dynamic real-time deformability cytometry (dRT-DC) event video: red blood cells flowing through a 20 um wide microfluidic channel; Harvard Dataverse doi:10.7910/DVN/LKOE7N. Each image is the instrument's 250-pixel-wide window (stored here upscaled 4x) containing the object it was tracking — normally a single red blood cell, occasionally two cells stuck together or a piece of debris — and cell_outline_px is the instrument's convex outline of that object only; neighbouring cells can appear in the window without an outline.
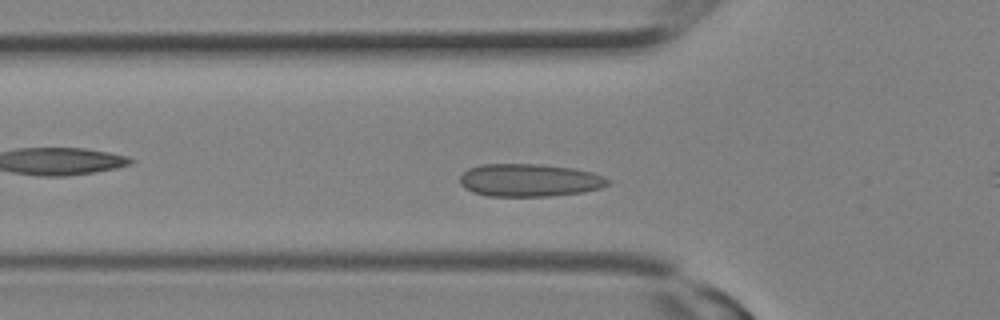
{"species": "Egyptian fruit bat (a non-hibernating species)", "species_latin": "Rousettus aegyptiacus", "temperature_condition": "room temperature", "stored_images_in_passage": 17, "camera_frame_rate_fps": 3000, "um_per_image_px": 0.085, "animal": {"sex": "female"}, "frame": {"image": 1, "passage_image": 6, "time_ms": 1.667, "image_size_px": [1000, 320], "cell_outline_px": [[608, 184], [600, 188], [584, 192], [548, 196], [488, 196], [472, 192], [464, 188], [460, 184], [460, 176], [468, 168], [480, 164], [536, 164], [572, 168], [592, 172], [604, 176], [608, 180]], "centroid_in_image_um": [44.96, 15.32], "position_along_channel_um": 80.8, "area_um2": 28.26}}
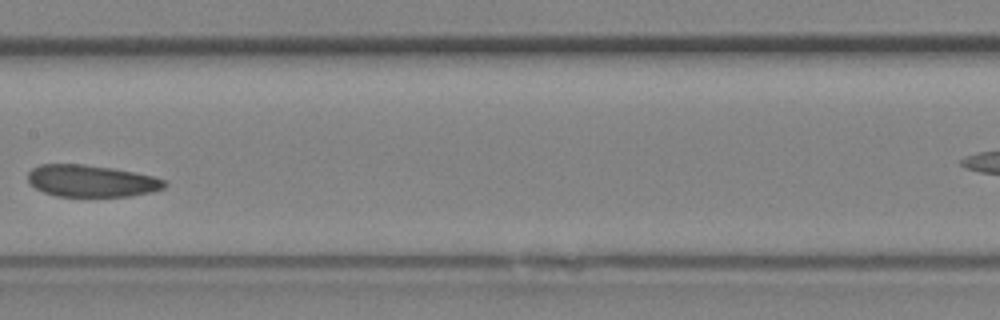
{"frame": {"image": 2, "passage_image": 11, "time_ms": 3.333, "image_size_px": [1000, 320], "cell_outline_px": [[168, 184], [164, 188], [152, 192], [128, 196], [56, 196], [44, 192], [36, 188], [28, 180], [28, 172], [32, 168], [40, 164], [84, 164], [112, 168], [136, 172], [152, 176], [164, 180]], "centroid_in_image_um": [7.77, 15.37], "position_along_channel_um": 199.6, "area_um2": 25.37}}
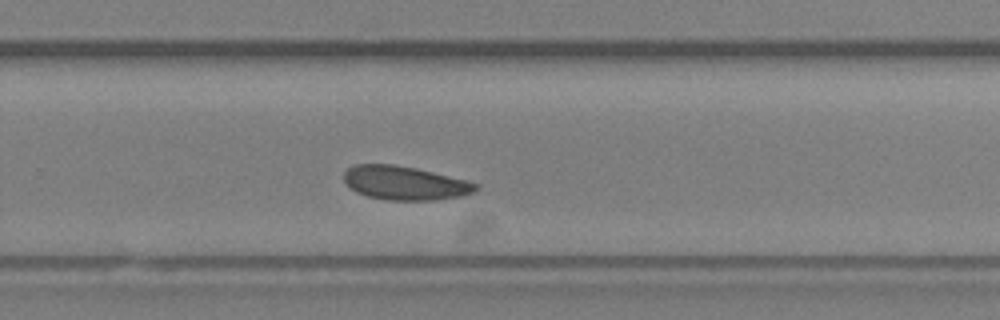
{"frame": {"image": 3, "passage_image": 15, "time_ms": 4.667, "image_size_px": [1000, 320], "cell_outline_px": [[480, 188], [464, 196], [436, 200], [384, 200], [368, 196], [356, 192], [344, 180], [344, 172], [348, 168], [356, 164], [392, 164], [416, 168], [480, 184]], "centroid_in_image_um": [34.42, 15.56], "position_along_channel_um": 295.4, "area_um2": 25.89}}